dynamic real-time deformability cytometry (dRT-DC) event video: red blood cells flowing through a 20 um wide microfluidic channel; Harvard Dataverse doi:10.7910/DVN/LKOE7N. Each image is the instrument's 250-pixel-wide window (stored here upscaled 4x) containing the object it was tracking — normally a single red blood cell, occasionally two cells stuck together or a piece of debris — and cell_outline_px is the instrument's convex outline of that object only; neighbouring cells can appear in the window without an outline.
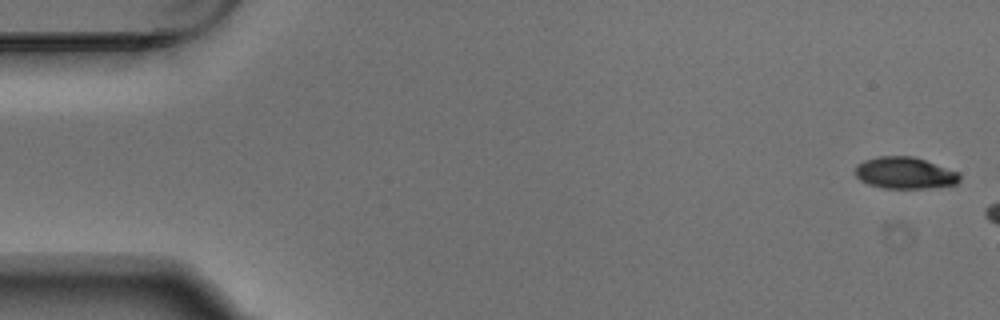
{"species": "Egyptian fruit bat (a non-hibernating species)", "species_latin": "Rousettus aegyptiacus", "temperature_condition": "warm", "stored_images_in_passage": 3, "camera_frame_rate_fps": 3000, "um_per_image_px": 0.085, "animal": {"sex": "male"}, "frame": {"image": 1, "passage_image": 1, "time_ms": 0.0, "image_size_px": [1000, 320], "cell_outline_px": [[960, 180], [956, 184], [932, 188], [884, 188], [868, 184], [860, 180], [856, 176], [856, 164], [864, 160], [880, 156], [912, 156], [960, 172]], "centroid_in_image_um": [76.92, 14.7], "position_along_channel_um": 8.1, "area_um2": 19.31}}